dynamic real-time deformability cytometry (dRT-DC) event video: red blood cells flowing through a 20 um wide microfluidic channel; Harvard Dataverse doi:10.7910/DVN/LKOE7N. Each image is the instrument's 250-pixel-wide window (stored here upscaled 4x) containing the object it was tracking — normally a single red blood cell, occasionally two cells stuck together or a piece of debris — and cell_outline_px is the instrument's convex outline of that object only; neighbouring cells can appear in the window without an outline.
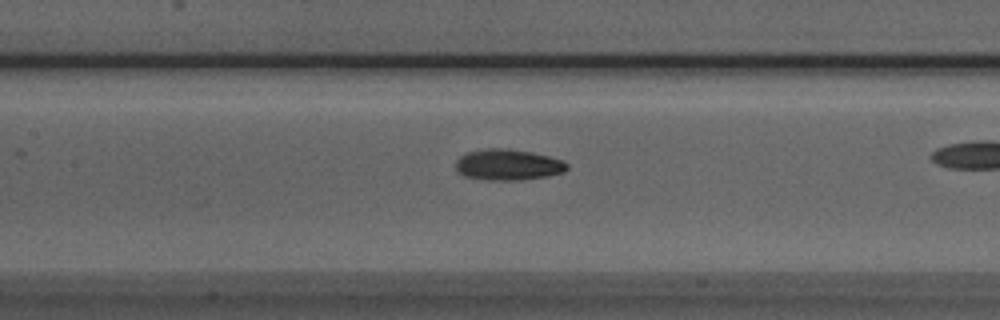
{"species": "Egyptian fruit bat (a non-hibernating species)", "species_latin": "Rousettus aegyptiacus", "temperature_condition": "room temperature", "stored_images_in_passage": 39, "camera_frame_rate_fps": 3000, "um_per_image_px": 0.085, "animal": {"sex": "male"}, "frame": {"image": 1, "passage_image": 23, "time_ms": 7.333, "image_size_px": [1000, 320], "cell_outline_px": [[568, 168], [564, 172], [548, 176], [520, 180], [484, 180], [464, 176], [456, 172], [456, 160], [460, 156], [468, 152], [488, 148], [508, 148], [532, 152], [564, 160], [568, 164]], "centroid_in_image_um": [43.18, 14.0], "position_along_channel_um": 164.2, "area_um2": 20.35}}